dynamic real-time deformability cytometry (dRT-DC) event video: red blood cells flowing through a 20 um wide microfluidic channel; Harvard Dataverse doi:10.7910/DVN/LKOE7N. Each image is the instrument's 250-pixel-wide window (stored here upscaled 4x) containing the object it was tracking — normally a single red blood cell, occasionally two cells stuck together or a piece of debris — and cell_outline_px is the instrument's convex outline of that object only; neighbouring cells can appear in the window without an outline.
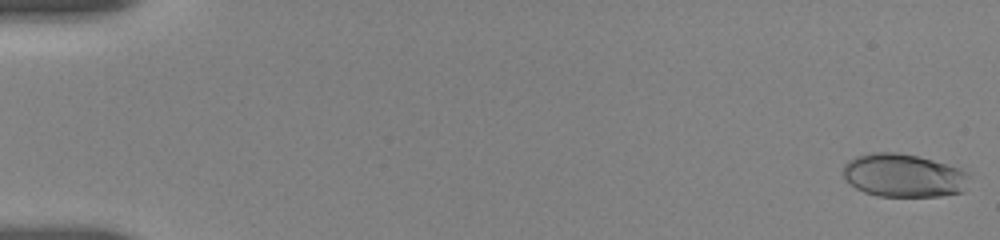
{"species": "human", "species_latin": "Homo sapiens", "temperature_condition": "room temperature", "stored_images_in_passage": 16, "camera_frame_rate_fps": 3000, "um_per_image_px": 0.085, "donor": {"sex": "female"}, "frame": {"image": 1, "passage_image": 1, "time_ms": 0.0, "image_size_px": [1000, 240], "cell_outline_px": [[968, 176], [964, 192], [940, 196], [876, 196], [864, 192], [856, 188], [844, 176], [844, 164], [848, 160], [856, 156], [872, 152], [896, 152], [916, 156], [932, 160], [960, 168], [968, 172]], "centroid_in_image_um": [76.81, 14.92], "position_along_channel_um": 8.2, "area_um2": 31.67}}
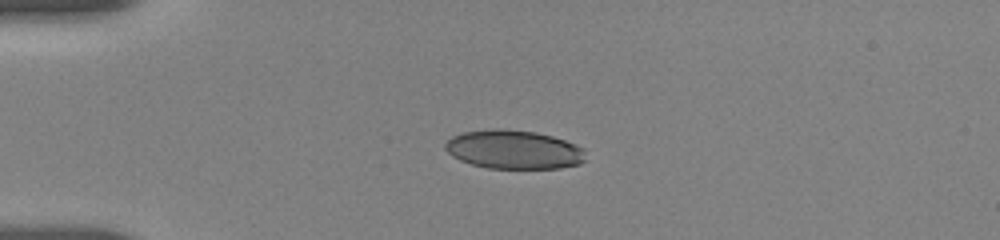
{"frame": {"image": 2, "passage_image": 11, "time_ms": 4.333, "image_size_px": [1000, 240], "cell_outline_px": [[584, 160], [580, 164], [560, 168], [488, 168], [472, 164], [460, 160], [452, 156], [444, 148], [444, 144], [452, 136], [464, 132], [492, 128], [504, 128], [536, 132], [552, 136], [576, 144], [584, 148]], "centroid_in_image_um": [43.66, 12.7], "position_along_channel_um": 41.3, "area_um2": 31.85}}
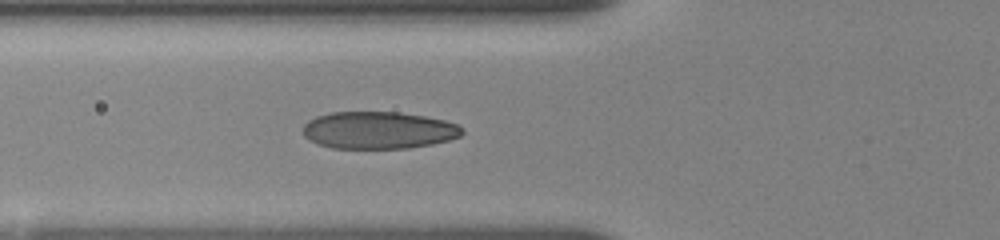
{"frame": {"image": 3, "passage_image": 16, "time_ms": 6.667, "image_size_px": [1000, 240], "cell_outline_px": [[464, 132], [460, 136], [448, 140], [432, 144], [408, 148], [332, 148], [308, 140], [304, 136], [304, 124], [308, 120], [316, 116], [332, 112], [400, 112], [424, 116], [444, 120], [456, 124]], "centroid_in_image_um": [32.15, 11.06], "position_along_channel_um": 93.6, "area_um2": 34.45}}